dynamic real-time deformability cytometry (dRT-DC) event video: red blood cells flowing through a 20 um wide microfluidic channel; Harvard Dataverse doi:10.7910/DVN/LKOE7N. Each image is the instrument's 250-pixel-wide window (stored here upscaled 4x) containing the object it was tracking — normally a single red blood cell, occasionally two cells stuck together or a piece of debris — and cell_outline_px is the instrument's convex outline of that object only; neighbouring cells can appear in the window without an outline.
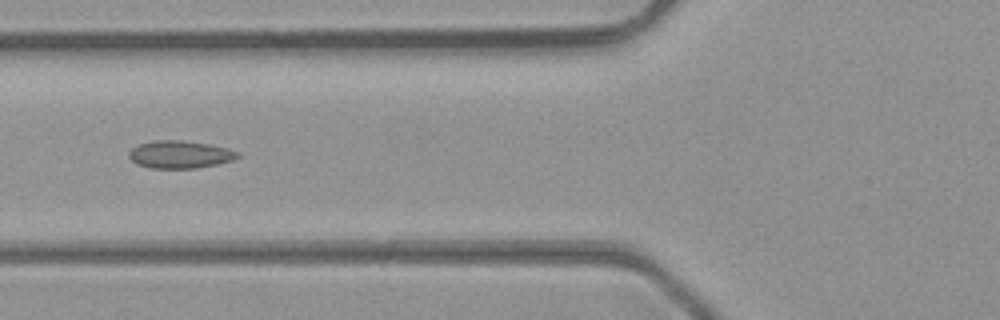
{"species": "common noctule bat (a hibernating species)", "species_latin": "Nyctalus noctula", "temperature_condition": "room temperature", "stored_images_in_passage": 34, "camera_frame_rate_fps": 3000, "um_per_image_px": 0.085, "animal": {"sex": "male", "body_mass_g": 23.1, "forearm_length_mm": 52.7}, "frame": {"image": 1, "passage_image": 6, "time_ms": 1.667, "image_size_px": [1000, 320], "cell_outline_px": [[240, 156], [232, 160], [216, 164], [196, 168], [148, 168], [136, 164], [128, 156], [128, 152], [132, 148], [140, 144], [152, 140], [184, 140], [208, 144], [228, 148], [240, 152]], "centroid_in_image_um": [15.28, 13.12], "position_along_channel_um": 110.5, "area_um2": 17.57}}
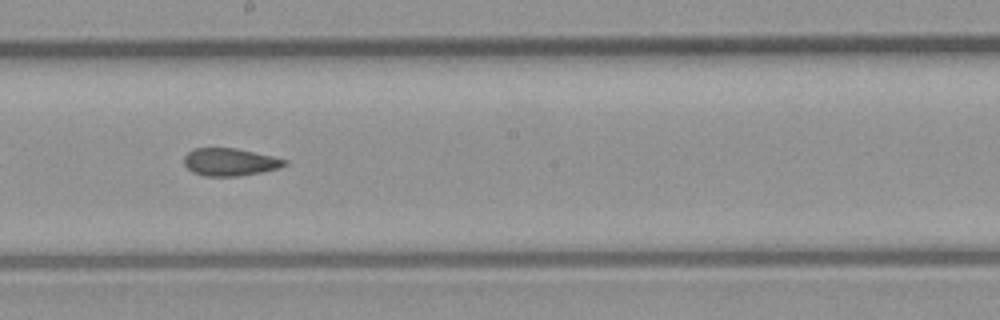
{"frame": {"image": 2, "passage_image": 14, "time_ms": 4.333, "image_size_px": [1000, 320], "cell_outline_px": [[288, 164], [276, 168], [260, 172], [236, 176], [208, 176], [192, 172], [184, 164], [184, 156], [188, 152], [196, 148], [236, 148], [272, 156], [288, 160]], "centroid_in_image_um": [19.53, 13.76], "position_along_channel_um": 228.7, "area_um2": 15.95}}
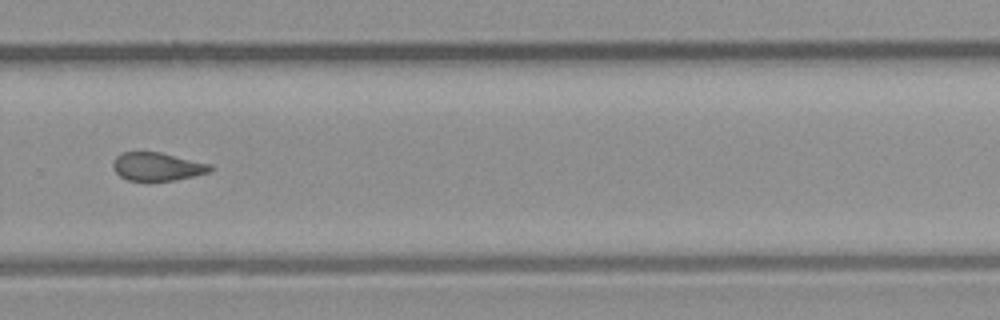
{"frame": {"image": 3, "passage_image": 20, "time_ms": 6.333, "image_size_px": [1000, 320], "cell_outline_px": [[216, 168], [208, 172], [176, 180], [148, 184], [128, 180], [120, 176], [112, 168], [112, 164], [116, 156], [124, 152], [160, 152], [212, 164]], "centroid_in_image_um": [13.36, 14.2], "position_along_channel_um": 316.4, "area_um2": 16.65}, "authors_computed_cell_mechanics": {"area_um2": 16.762, "velocity_mm_per_s": 4.4202, "shape_relaxation_time_tau1_ms": null, "shape_relaxation_time_tau2_ms": 2.4969, "deformation_change_tau1": null, "deformation_change_tau2": 0.0748}}